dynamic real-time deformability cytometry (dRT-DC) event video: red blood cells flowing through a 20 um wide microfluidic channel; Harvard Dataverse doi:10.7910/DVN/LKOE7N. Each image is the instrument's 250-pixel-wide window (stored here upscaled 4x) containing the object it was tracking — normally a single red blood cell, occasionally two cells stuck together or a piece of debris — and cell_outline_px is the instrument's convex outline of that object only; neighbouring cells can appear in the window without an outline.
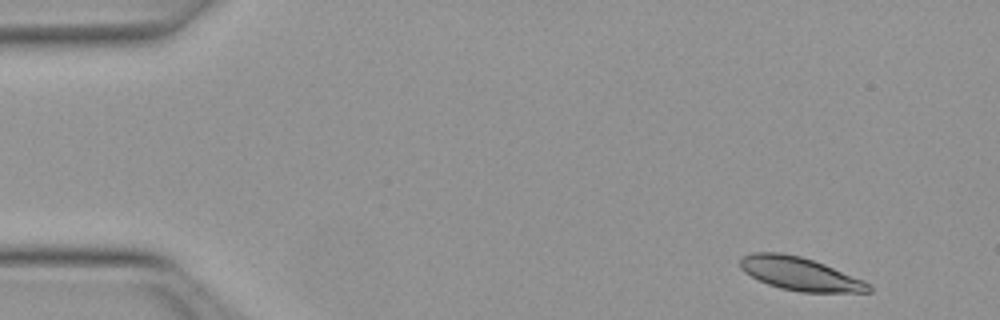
{"species": "Egyptian fruit bat (a non-hibernating species)", "species_latin": "Rousettus aegyptiacus", "temperature_condition": "warm", "stored_images_in_passage": 50, "camera_frame_rate_fps": 3000, "um_per_image_px": 0.085, "animal": {"sex": "female"}, "frame": {"image": 1, "passage_image": 3, "time_ms": 0.667, "image_size_px": [1000, 320], "cell_outline_px": [[872, 292], [800, 292], [780, 288], [768, 284], [744, 272], [740, 268], [740, 260], [744, 256], [752, 252], [780, 252], [800, 256], [824, 264], [864, 280], [872, 284]], "centroid_in_image_um": [68.02, 23.27], "position_along_channel_um": 17.0, "area_um2": 24.8}}
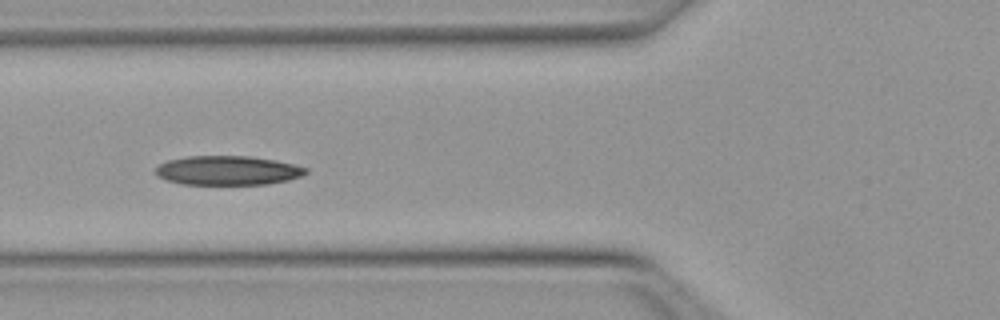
{"frame": {"image": 2, "passage_image": 18, "time_ms": 5.667, "image_size_px": [1000, 320], "cell_outline_px": [[308, 172], [300, 176], [288, 180], [268, 184], [184, 184], [168, 180], [160, 176], [156, 172], [156, 168], [160, 164], [168, 160], [188, 156], [248, 156], [276, 160], [308, 168]], "centroid_in_image_um": [19.39, 14.48], "position_along_channel_um": 106.4, "area_um2": 25.32}}
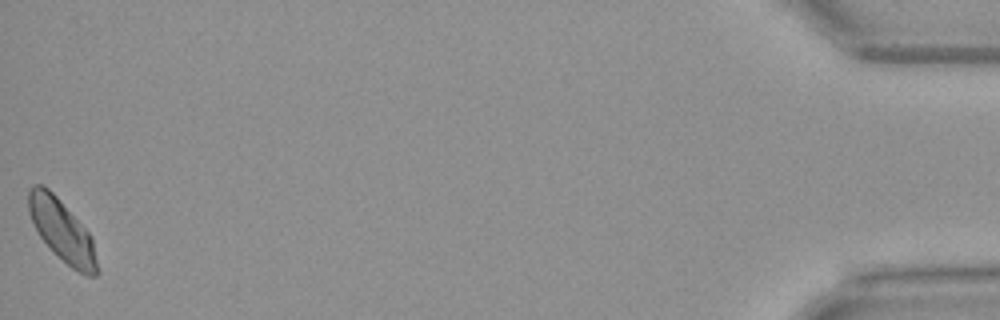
{"frame": {"image": 3, "passage_image": 50, "time_ms": 16.333, "image_size_px": [1000, 320], "cell_outline_px": [[100, 272], [96, 276], [88, 276], [72, 268], [40, 236], [28, 212], [28, 192], [32, 184], [40, 184], [48, 188], [56, 196], [92, 236]], "centroid_in_image_um": [5.3, 19.6], "position_along_channel_um": 429.9, "area_um2": 24.22}, "authors_computed_cell_mechanics": {"area_um2": 25.0563, "velocity_mm_per_s": 3.9571, "shape_relaxation_time_tau1_ms": 3.8104, "shape_relaxation_time_tau2_ms": null, "deformation_change_tau1": 0.1085, "deformation_change_tau2": null}}